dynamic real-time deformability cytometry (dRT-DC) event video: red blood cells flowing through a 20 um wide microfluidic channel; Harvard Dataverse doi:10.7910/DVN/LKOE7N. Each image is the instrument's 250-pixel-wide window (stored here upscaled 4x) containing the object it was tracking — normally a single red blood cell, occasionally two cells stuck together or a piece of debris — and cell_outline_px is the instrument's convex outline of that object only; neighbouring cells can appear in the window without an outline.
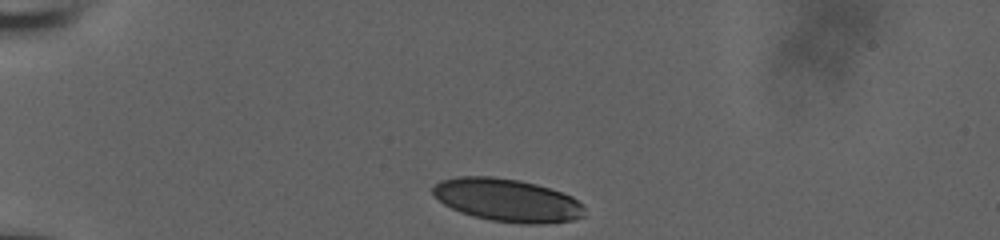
{"species": "human", "species_latin": "Homo sapiens", "temperature_condition": "room temperature", "stored_images_in_passage": 34, "camera_frame_rate_fps": 3000, "um_per_image_px": 0.085, "donor": {"sex": "male"}, "frame": {"image": 1, "passage_image": 1, "time_ms": 0.0, "image_size_px": [1000, 240], "cell_outline_px": [[584, 216], [572, 220], [540, 224], [520, 224], [492, 220], [472, 216], [460, 212], [444, 204], [432, 192], [432, 188], [440, 180], [460, 176], [492, 176], [520, 180], [536, 184], [572, 196], [584, 208]], "centroid_in_image_um": [43.1, 17.01], "position_along_channel_um": 41.9, "area_um2": 37.74}}
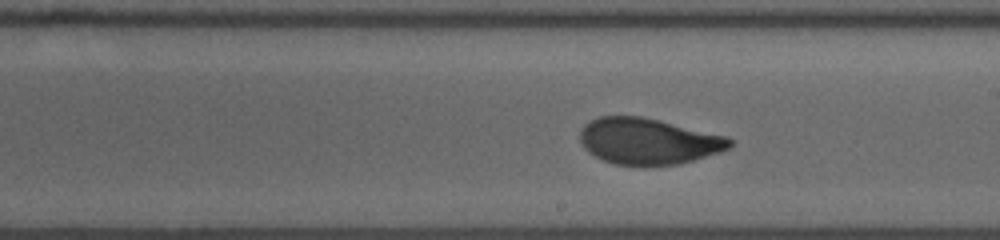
{"frame": {"image": 2, "passage_image": 20, "time_ms": 6.333, "image_size_px": [1000, 240], "cell_outline_px": [[732, 144], [728, 148], [720, 152], [692, 160], [676, 164], [644, 168], [616, 164], [604, 160], [588, 152], [584, 148], [580, 140], [580, 132], [584, 124], [600, 116], [640, 116], [728, 136], [732, 140]], "centroid_in_image_um": [55.09, 12.03], "position_along_channel_um": 233.9, "area_um2": 40.52}}
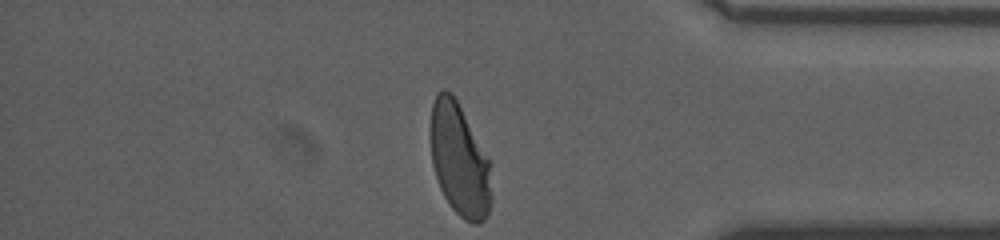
{"frame": {"image": 3, "passage_image": 34, "time_ms": 11.0, "image_size_px": [1000, 240], "cell_outline_px": [[492, 200], [488, 212], [484, 220], [476, 224], [472, 224], [464, 220], [452, 208], [444, 196], [440, 188], [432, 164], [432, 104], [436, 92], [444, 88], [452, 92], [488, 156], [492, 196]], "centroid_in_image_um": [39.07, 13.6], "position_along_channel_um": 396.1, "area_um2": 39.71}, "authors_computed_cell_mechanics": {"area_um2": 40.4022, "velocity_mm_per_s": 3.8489, "shape_relaxation_time_tau1_ms": 4.5956, "shape_relaxation_time_tau2_ms": null, "deformation_change_tau1": 0.1764, "deformation_change_tau2": null}}